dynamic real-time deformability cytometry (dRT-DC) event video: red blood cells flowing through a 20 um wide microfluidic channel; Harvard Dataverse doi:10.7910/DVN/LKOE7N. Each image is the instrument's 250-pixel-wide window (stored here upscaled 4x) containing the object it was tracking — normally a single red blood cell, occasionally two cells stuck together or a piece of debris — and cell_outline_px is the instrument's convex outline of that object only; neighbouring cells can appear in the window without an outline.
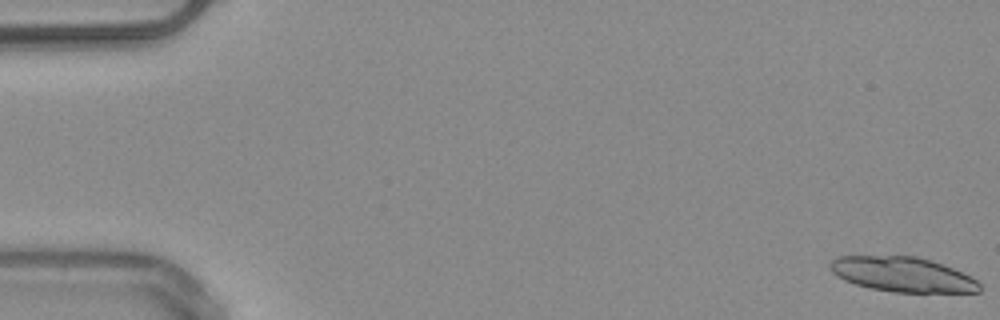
{"species": "common noctule bat (a hibernating species)", "species_latin": "Nyctalus noctula", "temperature_condition": "warm", "stored_images_in_passage": 23, "camera_frame_rate_fps": 3000, "um_per_image_px": 0.085, "animal": {"sex": "male", "body_mass_g": 20.4}, "frame": {"image": 1, "passage_image": 1, "time_ms": 0.0, "image_size_px": [1000, 320], "cell_outline_px": [[980, 292], [892, 292], [872, 288], [856, 284], [844, 280], [836, 276], [828, 268], [828, 264], [832, 260], [840, 256], [916, 256], [932, 260], [944, 264], [972, 276], [980, 284]], "centroid_in_image_um": [76.72, 23.32], "position_along_channel_um": 8.3, "area_um2": 30.46}}